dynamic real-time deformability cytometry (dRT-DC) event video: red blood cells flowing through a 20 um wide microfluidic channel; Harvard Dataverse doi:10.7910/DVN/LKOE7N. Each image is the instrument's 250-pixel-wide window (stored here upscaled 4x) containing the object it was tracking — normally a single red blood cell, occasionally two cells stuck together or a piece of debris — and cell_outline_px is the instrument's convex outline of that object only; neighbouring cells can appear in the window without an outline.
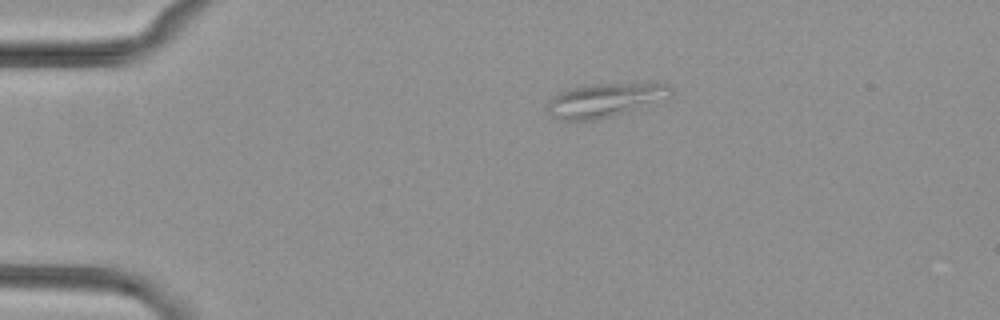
{"species": "common noctule bat (a hibernating species)", "species_latin": "Nyctalus noctula", "temperature_condition": "cold", "stored_images_in_passage": 3, "camera_frame_rate_fps": 3000, "um_per_image_px": 0.085, "animal": {"sex": "female", "body_mass_g": 29.2, "forearm_length_mm": 56.3}, "frame": {"image": 1, "passage_image": 3, "time_ms": 3.333, "image_size_px": [1000, 320], "cell_outline_px": [[672, 92], [668, 96], [624, 112], [612, 116], [596, 120], [560, 120], [552, 116], [544, 108], [548, 100], [552, 96], [568, 88], [588, 84], [652, 80], [668, 84], [672, 88]], "centroid_in_image_um": [51.39, 8.45], "position_along_channel_um": 33.6, "area_um2": 25.03}}